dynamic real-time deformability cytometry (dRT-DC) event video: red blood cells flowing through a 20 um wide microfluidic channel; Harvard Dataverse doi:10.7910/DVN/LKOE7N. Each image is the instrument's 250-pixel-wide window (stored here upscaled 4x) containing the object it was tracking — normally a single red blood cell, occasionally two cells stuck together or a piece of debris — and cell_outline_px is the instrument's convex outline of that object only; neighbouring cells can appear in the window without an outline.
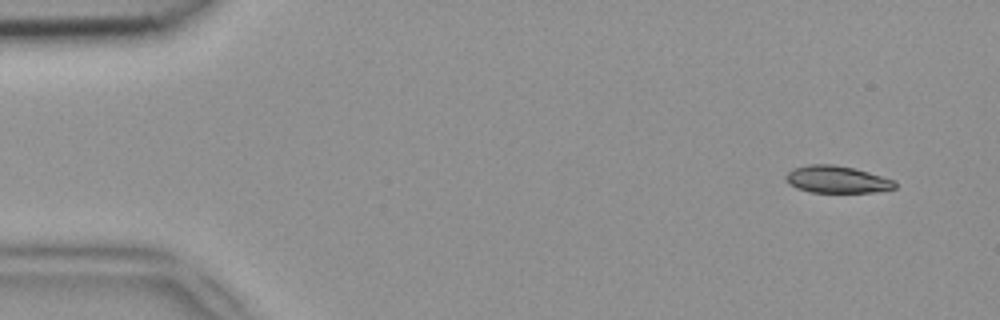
{"species": "common noctule bat (a hibernating species)", "species_latin": "Nyctalus noctula", "temperature_condition": "room temperature", "stored_images_in_passage": 50, "camera_frame_rate_fps": 3000, "um_per_image_px": 0.085, "animal": {"sex": "female", "body_mass_g": 18.4}, "frame": {"image": 1, "passage_image": 3, "time_ms": 0.667, "image_size_px": [1000, 320], "cell_outline_px": [[896, 188], [872, 192], [812, 192], [796, 188], [788, 184], [784, 180], [784, 176], [792, 168], [812, 164], [832, 164], [852, 168], [868, 172], [896, 180]], "centroid_in_image_um": [71.1, 15.25], "position_along_channel_um": 13.9, "area_um2": 17.28}}
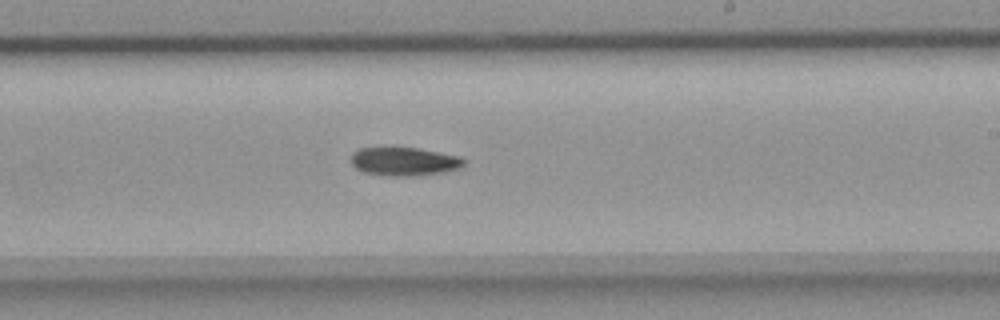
{"frame": {"image": 2, "passage_image": 29, "time_ms": 9.333, "image_size_px": [1000, 320], "cell_outline_px": [[464, 164], [460, 168], [444, 172], [416, 176], [384, 176], [364, 172], [356, 168], [352, 164], [352, 152], [360, 148], [416, 148], [460, 156], [464, 160]], "centroid_in_image_um": [34.36, 13.74], "position_along_channel_um": 254.6, "area_um2": 18.67}}
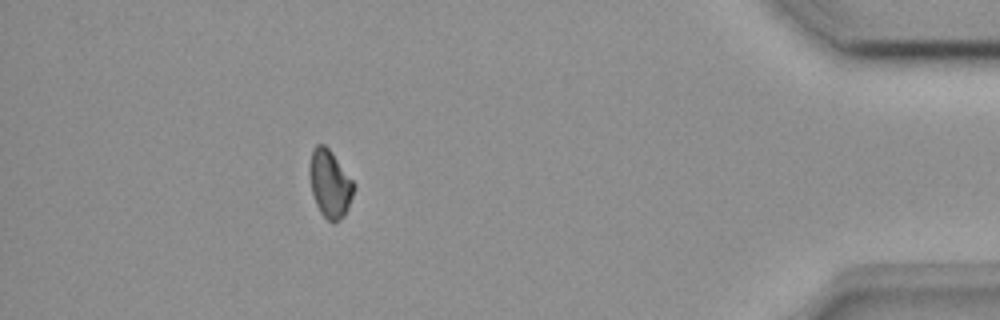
{"frame": {"image": 3, "passage_image": 44, "time_ms": 14.333, "image_size_px": [1000, 320], "cell_outline_px": [[356, 184], [352, 196], [344, 216], [332, 224], [320, 212], [316, 204], [312, 192], [308, 176], [308, 168], [312, 148], [316, 144], [324, 144], [332, 152]], "centroid_in_image_um": [28.02, 15.59], "position_along_channel_um": 407.2, "area_um2": 17.63}}